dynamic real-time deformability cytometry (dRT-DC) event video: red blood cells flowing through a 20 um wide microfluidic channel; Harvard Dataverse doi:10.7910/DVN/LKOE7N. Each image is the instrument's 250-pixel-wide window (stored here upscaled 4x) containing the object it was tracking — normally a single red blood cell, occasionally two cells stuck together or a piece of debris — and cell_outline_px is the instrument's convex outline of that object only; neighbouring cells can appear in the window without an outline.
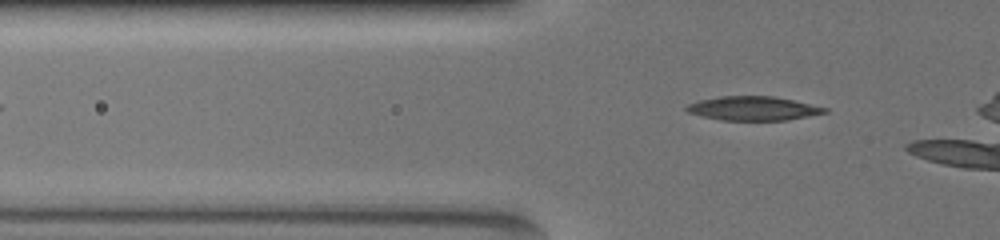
{"species": "common noctule bat (a hibernating species)", "species_latin": "Nyctalus noctula", "temperature_condition": "warm", "stored_images_in_passage": 38, "camera_frame_rate_fps": 3000, "um_per_image_px": 0.085, "animal": {"sex": "female", "body_mass_g": 19.5, "forearm_length_mm": 54.1}, "frame": {"image": 1, "passage_image": 7, "time_ms": 2.0, "image_size_px": [1000, 240], "cell_outline_px": [[828, 112], [788, 120], [720, 120], [688, 112], [684, 108], [688, 104], [700, 100], [720, 96], [772, 96], [792, 100], [828, 108]], "centroid_in_image_um": [64.02, 9.21], "position_along_channel_um": 61.8, "area_um2": 19.13}}
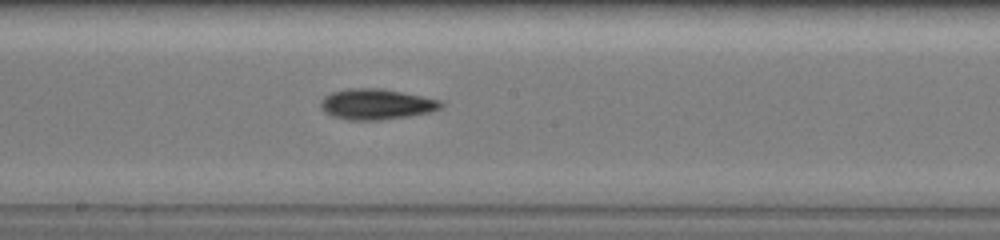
{"frame": {"image": 2, "passage_image": 21, "time_ms": 6.667, "image_size_px": [1000, 240], "cell_outline_px": [[444, 104], [440, 108], [428, 112], [408, 116], [380, 120], [348, 120], [332, 116], [324, 112], [320, 108], [320, 100], [324, 96], [332, 92], [348, 88], [380, 88], [440, 100]], "centroid_in_image_um": [31.92, 8.86], "position_along_channel_um": 216.3, "area_um2": 21.39}}
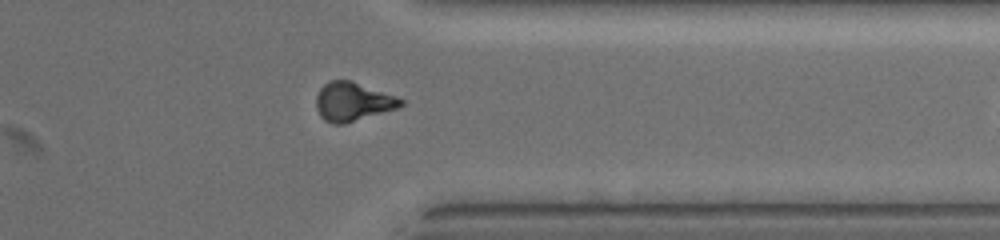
{"frame": {"image": 3, "passage_image": 35, "time_ms": 11.333, "image_size_px": [1000, 240], "cell_outline_px": [[404, 104], [400, 108], [344, 124], [332, 124], [324, 120], [320, 116], [316, 108], [316, 96], [320, 88], [328, 80], [352, 80], [396, 96], [404, 100]], "centroid_in_image_um": [29.99, 8.64], "position_along_channel_um": 381.4, "area_um2": 19.42}}